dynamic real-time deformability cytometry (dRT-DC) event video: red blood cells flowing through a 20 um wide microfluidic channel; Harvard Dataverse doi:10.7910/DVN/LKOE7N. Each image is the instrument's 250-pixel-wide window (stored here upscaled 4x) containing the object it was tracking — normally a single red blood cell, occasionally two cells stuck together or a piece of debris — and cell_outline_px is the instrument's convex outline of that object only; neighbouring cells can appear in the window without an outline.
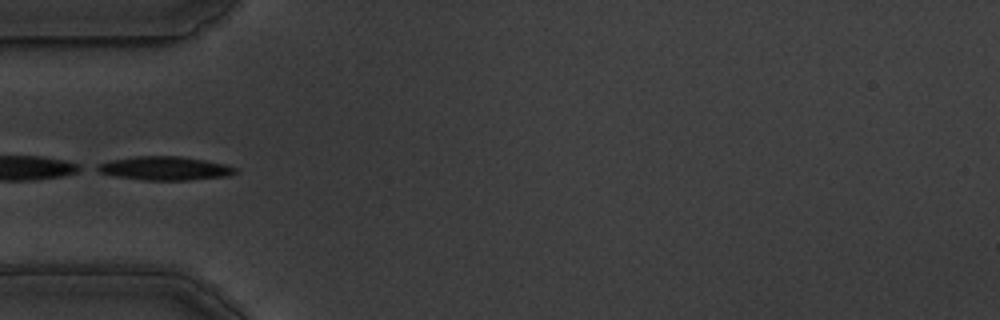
{"species": "common noctule bat (a hibernating species)", "species_latin": "Nyctalus noctula", "temperature_condition": "warm", "stored_images_in_passage": 38, "camera_frame_rate_fps": 3000, "um_per_image_px": 0.085, "animal": {"sex": "male", "body_mass_g": 19.5, "forearm_length_mm": 54.6}, "frame": {"image": 1, "passage_image": 1, "time_ms": 0.0, "image_size_px": [1000, 320], "cell_outline_px": [[236, 172], [228, 176], [188, 180], [144, 180], [116, 176], [100, 172], [92, 168], [96, 164], [108, 160], [136, 156], [180, 156], [204, 160], [224, 164], [236, 168]], "centroid_in_image_um": [13.94, 14.3], "position_along_channel_um": 71.1, "area_um2": 19.07}}